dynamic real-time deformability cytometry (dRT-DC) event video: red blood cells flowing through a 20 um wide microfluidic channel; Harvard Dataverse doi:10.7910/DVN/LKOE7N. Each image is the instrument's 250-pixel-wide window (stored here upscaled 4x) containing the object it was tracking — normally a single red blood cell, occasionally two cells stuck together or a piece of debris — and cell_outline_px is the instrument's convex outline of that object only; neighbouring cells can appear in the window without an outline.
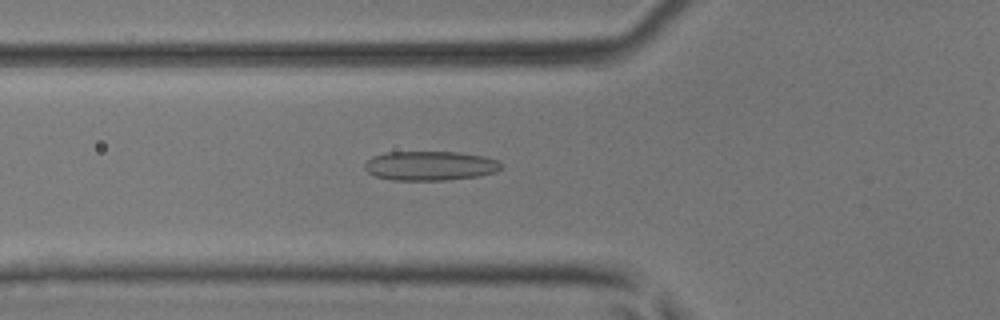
{"species": "common noctule bat (a hibernating species)", "species_latin": "Nyctalus noctula", "temperature_condition": "room temperature", "stored_images_in_passage": 36, "camera_frame_rate_fps": 3000, "um_per_image_px": 0.085, "animal": {"sex": "male", "body_mass_g": 17.9, "forearm_length_mm": 54.2}, "frame": {"image": 1, "passage_image": 5, "time_ms": 1.333, "image_size_px": [1000, 320], "cell_outline_px": [[500, 168], [496, 172], [480, 176], [448, 180], [392, 180], [376, 176], [368, 172], [364, 168], [364, 164], [372, 156], [388, 152], [456, 152], [484, 156], [496, 160], [500, 164]], "centroid_in_image_um": [36.54, 14.09], "position_along_channel_um": 89.3, "area_um2": 23.29}}
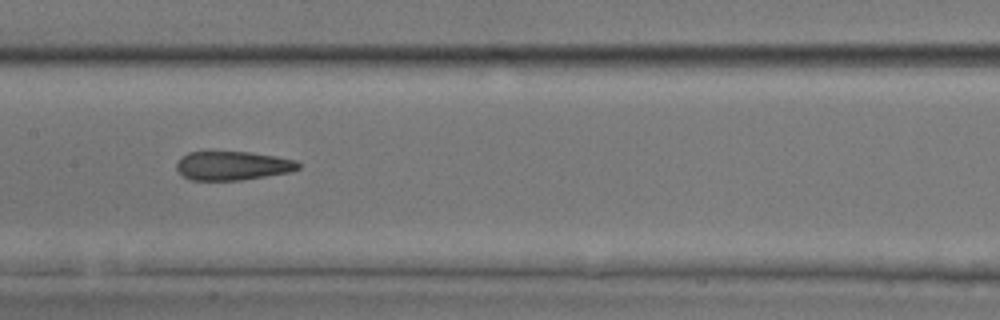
{"frame": {"image": 2, "passage_image": 12, "time_ms": 3.667, "image_size_px": [1000, 320], "cell_outline_px": [[300, 168], [292, 172], [240, 180], [192, 180], [184, 176], [176, 168], [176, 164], [180, 156], [188, 152], [248, 152], [276, 156], [296, 160], [300, 164]], "centroid_in_image_um": [19.79, 14.08], "position_along_channel_um": 187.6, "area_um2": 20.52}}
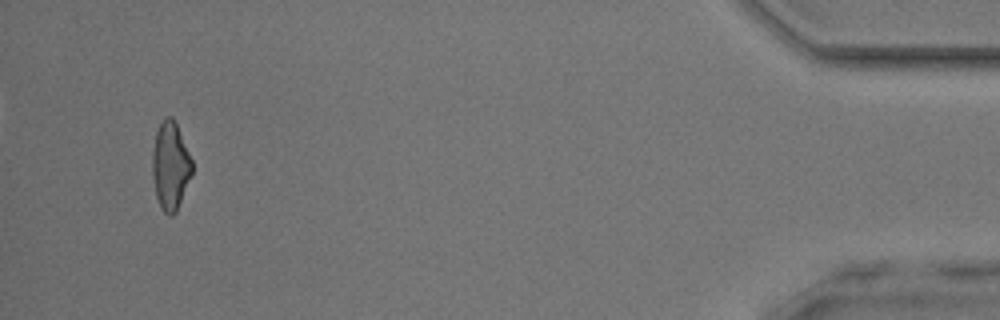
{"frame": {"image": 3, "passage_image": 34, "time_ms": 11.0, "image_size_px": [1000, 320], "cell_outline_px": [[192, 172], [176, 212], [172, 216], [168, 216], [160, 208], [156, 196], [152, 176], [152, 152], [156, 132], [164, 116], [172, 116], [176, 124], [192, 160]], "centroid_in_image_um": [14.46, 14.11], "position_along_channel_um": 420.7, "area_um2": 20.23}, "authors_computed_cell_mechanics": {"area_um2": 21.0392, "velocity_mm_per_s": 4.2118, "shape_relaxation_time_tau1_ms": null, "shape_relaxation_time_tau2_ms": 2.7367, "deformation_change_tau1": null, "deformation_change_tau2": 0.1252}}